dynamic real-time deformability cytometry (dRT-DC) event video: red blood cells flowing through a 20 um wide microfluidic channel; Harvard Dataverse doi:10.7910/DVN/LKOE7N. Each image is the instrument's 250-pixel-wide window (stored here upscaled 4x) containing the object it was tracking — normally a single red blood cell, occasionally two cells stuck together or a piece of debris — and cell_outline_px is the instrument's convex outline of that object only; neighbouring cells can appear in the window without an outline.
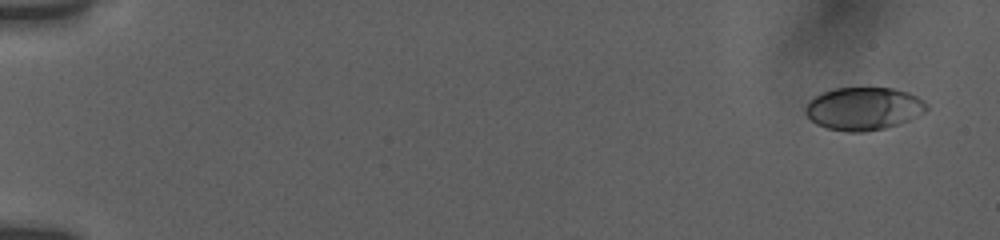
{"species": "human", "species_latin": "Homo sapiens", "temperature_condition": "room temperature", "stored_images_in_passage": 56, "camera_frame_rate_fps": 3000, "um_per_image_px": 0.085, "donor": {"sex": "female"}, "frame": {"image": 1, "passage_image": 3, "time_ms": 0.667, "image_size_px": [1000, 240], "cell_outline_px": [[928, 108], [924, 112], [900, 124], [884, 128], [864, 132], [848, 132], [828, 128], [816, 124], [804, 112], [804, 108], [808, 100], [832, 88], [892, 88], [908, 92], [924, 100], [928, 104]], "centroid_in_image_um": [73.4, 9.23], "position_along_channel_um": 11.6, "area_um2": 30.29}}
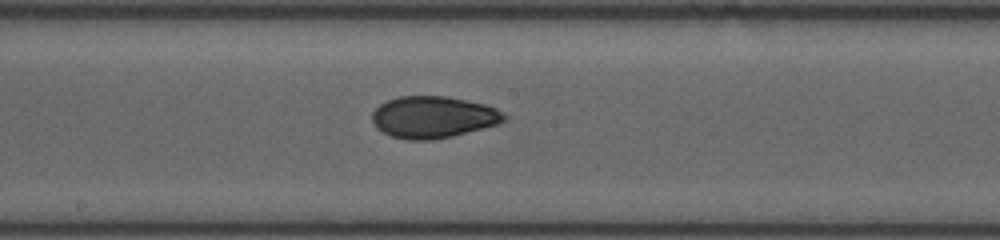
{"frame": {"image": 2, "passage_image": 32, "time_ms": 10.333, "image_size_px": [1000, 240], "cell_outline_px": [[508, 116], [504, 120], [496, 124], [452, 136], [428, 140], [408, 140], [392, 136], [376, 128], [372, 120], [372, 112], [380, 104], [396, 96], [448, 96], [484, 104], [496, 108]], "centroid_in_image_um": [36.79, 9.94], "position_along_channel_um": 211.4, "area_um2": 31.96}}
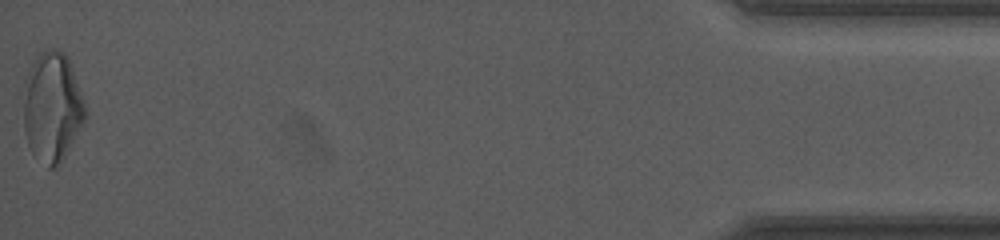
{"frame": {"image": 3, "passage_image": 56, "time_ms": 18.333, "image_size_px": [1000, 240], "cell_outline_px": [[88, 116], [60, 164], [52, 168], [48, 168], [32, 152], [28, 144], [24, 128], [20, 92], [28, 72], [36, 56], [44, 48], [56, 48], [64, 52], [68, 56], [84, 100], [88, 112]], "centroid_in_image_um": [4.42, 9.06], "position_along_channel_um": 430.8, "area_um2": 40.52}, "authors_computed_cell_mechanics": {"area_um2": 31.8478, "velocity_mm_per_s": 3.8128, "shape_relaxation_time_tau1_ms": 8.3549, "shape_relaxation_time_tau2_ms": 2.147, "deformation_change_tau1": 0.1849, "deformation_change_tau2": 0.0658}}